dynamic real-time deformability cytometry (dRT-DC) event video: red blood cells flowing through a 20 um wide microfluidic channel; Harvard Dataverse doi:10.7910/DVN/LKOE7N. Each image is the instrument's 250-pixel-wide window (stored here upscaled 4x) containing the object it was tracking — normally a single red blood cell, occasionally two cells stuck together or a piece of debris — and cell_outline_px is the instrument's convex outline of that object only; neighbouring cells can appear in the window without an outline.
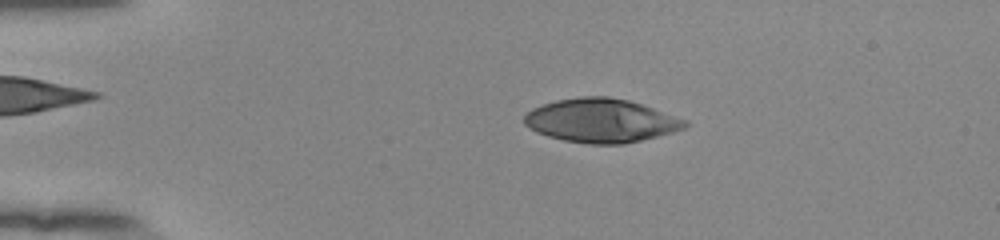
{"species": "human", "species_latin": "Homo sapiens", "temperature_condition": "room temperature", "stored_images_in_passage": 54, "camera_frame_rate_fps": 3000, "um_per_image_px": 0.085, "donor": {"sex": "female"}, "frame": {"image": 1, "passage_image": 12, "time_ms": 3.667, "image_size_px": [1000, 240], "cell_outline_px": [[692, 124], [684, 128], [672, 132], [624, 144], [588, 144], [564, 140], [548, 136], [536, 132], [528, 128], [524, 124], [524, 116], [532, 108], [556, 100], [580, 96], [608, 96], [628, 100], [688, 120]], "centroid_in_image_um": [51.08, 10.25], "position_along_channel_um": 33.9, "area_um2": 40.92}}
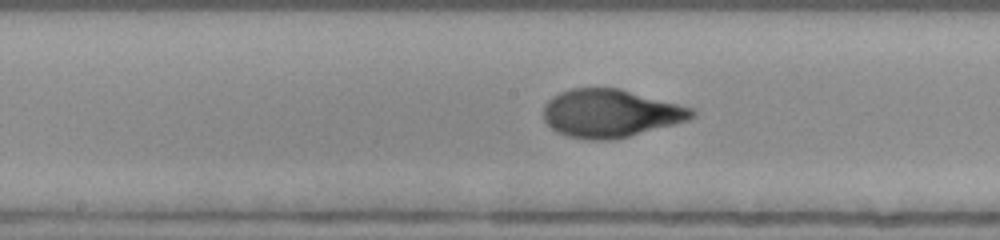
{"frame": {"image": 2, "passage_image": 29, "time_ms": 9.333, "image_size_px": [1000, 240], "cell_outline_px": [[696, 116], [688, 120], [628, 136], [608, 140], [588, 140], [568, 136], [556, 132], [544, 120], [544, 104], [552, 96], [560, 92], [572, 88], [620, 88], [692, 108], [696, 112]], "centroid_in_image_um": [51.86, 9.63], "position_along_channel_um": 196.3, "area_um2": 41.27}}
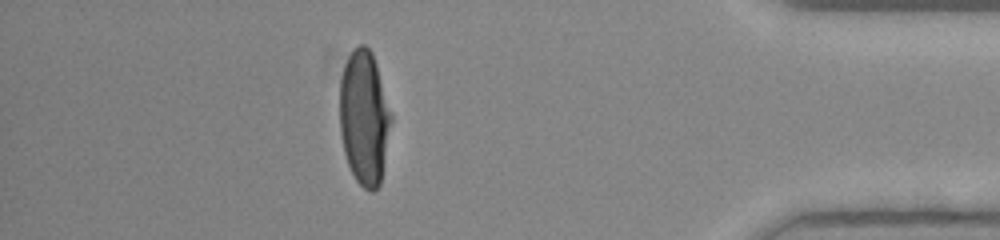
{"frame": {"image": 3, "passage_image": 48, "time_ms": 15.667, "image_size_px": [1000, 240], "cell_outline_px": [[392, 120], [380, 184], [372, 192], [364, 188], [356, 180], [348, 164], [344, 152], [340, 132], [340, 80], [344, 64], [348, 56], [360, 44], [364, 44], [372, 52], [376, 64], [392, 116]], "centroid_in_image_um": [30.95, 10.0], "position_along_channel_um": 404.2, "area_um2": 40.0}, "authors_computed_cell_mechanics": {"area_um2": 40.9224, "velocity_mm_per_s": 3.8722, "shape_relaxation_time_tau1_ms": 4.6889, "shape_relaxation_time_tau2_ms": null, "deformation_change_tau1": 0.2553, "deformation_change_tau2": null}}